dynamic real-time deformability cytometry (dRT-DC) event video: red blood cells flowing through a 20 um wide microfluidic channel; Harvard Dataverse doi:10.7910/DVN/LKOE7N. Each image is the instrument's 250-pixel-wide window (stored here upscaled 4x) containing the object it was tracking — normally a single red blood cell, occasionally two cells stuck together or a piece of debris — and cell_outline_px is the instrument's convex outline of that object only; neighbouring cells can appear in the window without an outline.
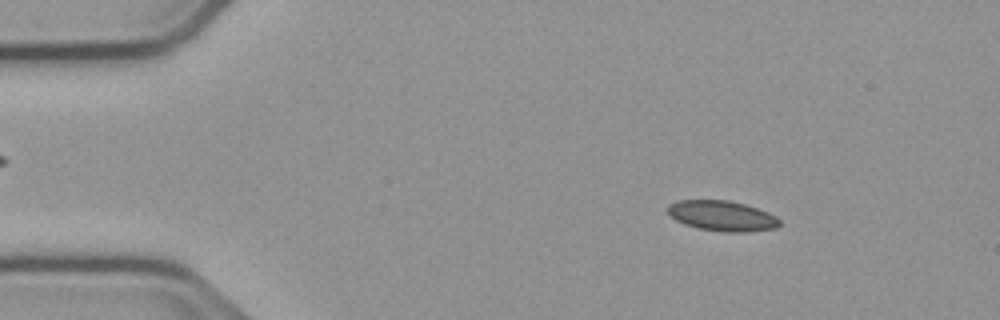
{"species": "common noctule bat (a hibernating species)", "species_latin": "Nyctalus noctula", "temperature_condition": "cold", "stored_images_in_passage": 48, "camera_frame_rate_fps": 3000, "um_per_image_px": 0.085, "animal": {"sex": "male", "body_mass_g": 23.1, "forearm_length_mm": 52.7}, "frame": {"image": 1, "passage_image": 1, "time_ms": 0.0, "image_size_px": [1000, 320], "cell_outline_px": [[780, 224], [776, 228], [748, 232], [724, 232], [700, 228], [684, 224], [676, 220], [668, 212], [668, 204], [676, 200], [728, 200], [744, 204], [768, 212], [776, 216], [780, 220]], "centroid_in_image_um": [61.39, 18.34], "position_along_channel_um": 23.6, "area_um2": 19.71}}
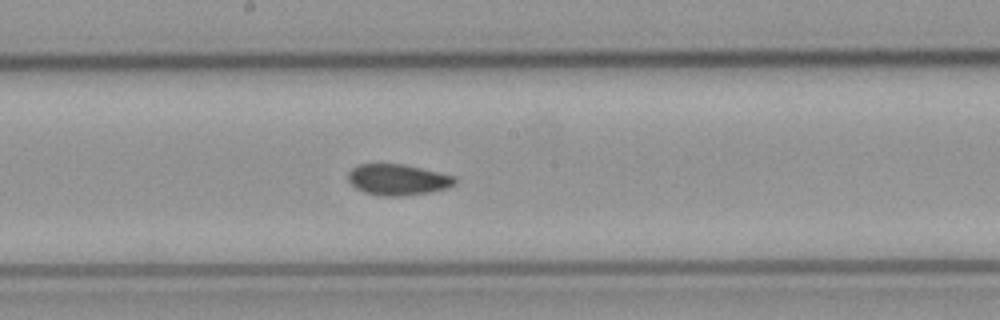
{"frame": {"image": 2, "passage_image": 22, "time_ms": 7.0, "image_size_px": [1000, 320], "cell_outline_px": [[456, 184], [448, 188], [432, 192], [404, 196], [380, 196], [364, 192], [356, 188], [348, 180], [348, 172], [352, 168], [360, 164], [400, 164], [420, 168], [456, 176]], "centroid_in_image_um": [33.83, 15.29], "position_along_channel_um": 214.4, "area_um2": 19.36}}
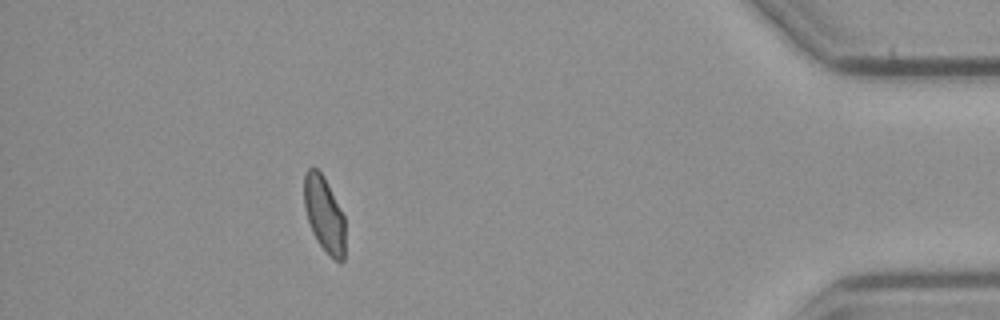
{"frame": {"image": 3, "passage_image": 42, "time_ms": 13.667, "image_size_px": [1000, 320], "cell_outline_px": [[344, 260], [340, 264], [316, 240], [312, 232], [304, 208], [304, 172], [308, 168], [316, 168], [324, 176], [344, 216]], "centroid_in_image_um": [27.54, 18.18], "position_along_channel_um": 407.7, "area_um2": 17.92}, "authors_computed_cell_mechanics": {"area_um2": 19.363, "velocity_mm_per_s": 3.7536, "shape_relaxation_time_tau1_ms": null, "shape_relaxation_time_tau2_ms": 1.5862, "deformation_change_tau1": null, "deformation_change_tau2": 0.0644}}